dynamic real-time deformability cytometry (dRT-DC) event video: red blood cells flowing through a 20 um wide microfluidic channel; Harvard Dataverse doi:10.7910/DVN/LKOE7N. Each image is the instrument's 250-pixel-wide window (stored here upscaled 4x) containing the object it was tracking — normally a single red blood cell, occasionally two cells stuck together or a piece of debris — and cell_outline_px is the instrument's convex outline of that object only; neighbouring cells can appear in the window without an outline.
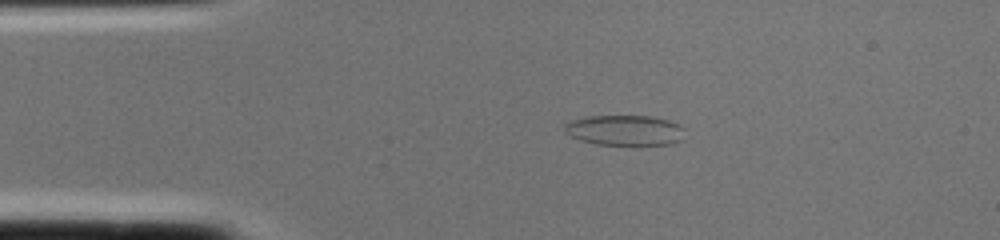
{"species": "common noctule bat (a hibernating species)", "species_latin": "Nyctalus noctula", "temperature_condition": "cold", "stored_images_in_passage": 2, "camera_frame_rate_fps": 3000, "um_per_image_px": 0.085, "animal": {"sex": "female", "body_mass_g": 22.0, "forearm_length_mm": 56.7}, "frame": {"image": 1, "passage_image": 2, "time_ms": 0.333, "image_size_px": [1000, 240], "cell_outline_px": [[684, 128], [680, 140], [672, 144], [596, 144], [580, 140], [564, 132], [564, 124], [572, 120], [584, 116], [652, 116], [668, 120], [680, 124]], "centroid_in_image_um": [53.08, 11.06], "position_along_channel_um": 31.9, "area_um2": 21.15}}